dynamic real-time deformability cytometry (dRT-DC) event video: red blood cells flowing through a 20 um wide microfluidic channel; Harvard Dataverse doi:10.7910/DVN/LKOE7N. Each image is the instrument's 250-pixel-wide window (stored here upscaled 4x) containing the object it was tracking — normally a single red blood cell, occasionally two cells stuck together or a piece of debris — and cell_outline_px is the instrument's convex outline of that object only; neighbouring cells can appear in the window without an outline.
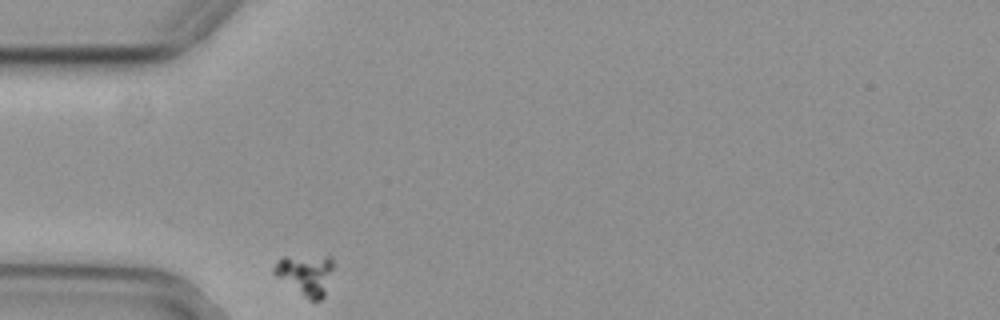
{"species": "common noctule bat (a hibernating species)", "species_latin": "Nyctalus noctula", "temperature_condition": "cold", "stored_images_in_passage": 34, "camera_frame_rate_fps": 3000, "um_per_image_px": 0.085, "animal": {"sex": "female", "body_mass_g": 29.2, "forearm_length_mm": 56.3}, "frame": {"image": 1, "passage_image": 1, "time_ms": 0.0, "image_size_px": [1000, 320], "cell_outline_px": [[332, 268], [324, 296], [320, 300], [308, 300], [276, 276], [272, 272], [272, 268], [284, 256], [332, 256]], "centroid_in_image_um": [25.96, 23.33], "position_along_channel_um": 59.0, "area_um2": 13.93}}
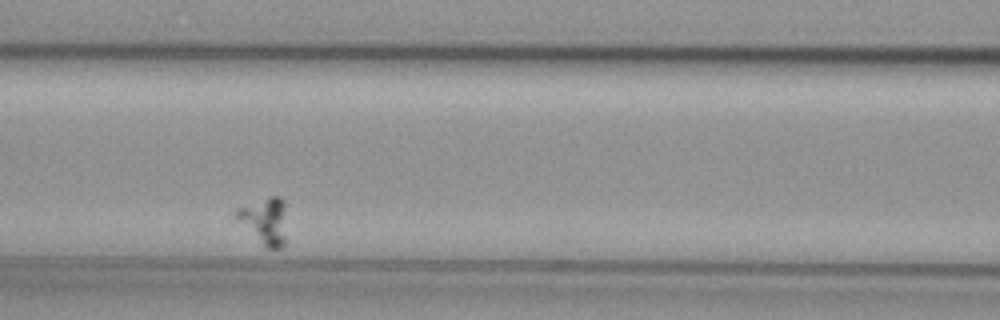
{"frame": {"image": 2, "passage_image": 10, "time_ms": 3.0, "image_size_px": [1000, 320], "cell_outline_px": [[284, 244], [280, 248], [268, 248], [236, 220], [232, 216], [232, 212], [236, 208], [268, 196], [280, 196], [284, 200]], "centroid_in_image_um": [22.43, 18.71], "position_along_channel_um": 144.2, "area_um2": 13.53}}
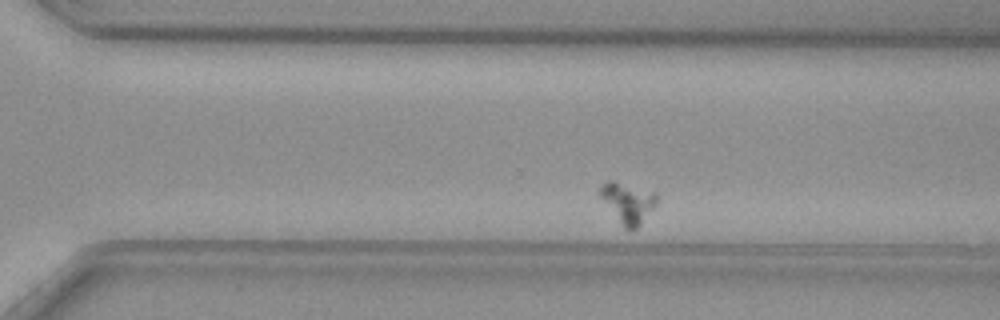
{"frame": {"image": 3, "passage_image": 27, "time_ms": 8.667, "image_size_px": [1000, 320], "cell_outline_px": [[656, 204], [640, 224], [636, 228], [624, 228], [596, 192], [608, 180], [612, 180], [656, 192]], "centroid_in_image_um": [53.34, 17.2], "position_along_channel_um": 317.3, "area_um2": 13.06}}